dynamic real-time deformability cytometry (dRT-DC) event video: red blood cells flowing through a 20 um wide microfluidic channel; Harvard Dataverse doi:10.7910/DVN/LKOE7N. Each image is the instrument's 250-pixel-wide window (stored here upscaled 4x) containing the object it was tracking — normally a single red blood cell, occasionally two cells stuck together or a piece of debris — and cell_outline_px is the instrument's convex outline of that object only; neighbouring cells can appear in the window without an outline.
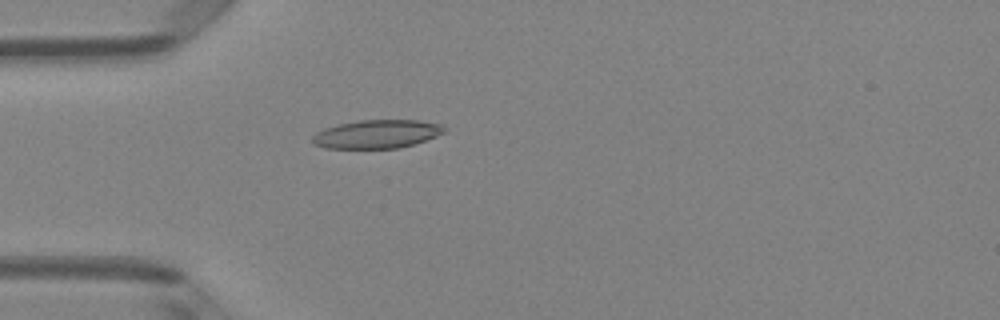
{"species": "Egyptian fruit bat (a non-hibernating species)", "species_latin": "Rousettus aegyptiacus", "temperature_condition": "room temperature", "stored_images_in_passage": 51, "camera_frame_rate_fps": 3000, "um_per_image_px": 0.085, "animal": {"sex": "female"}, "frame": {"image": 1, "passage_image": 15, "time_ms": 4.667, "image_size_px": [1000, 320], "cell_outline_px": [[444, 132], [436, 136], [412, 144], [396, 148], [324, 148], [316, 144], [312, 140], [312, 136], [316, 132], [324, 128], [340, 124], [360, 120], [420, 120], [440, 124], [444, 128]], "centroid_in_image_um": [32.01, 11.39], "position_along_channel_um": 53.0, "area_um2": 21.56}}
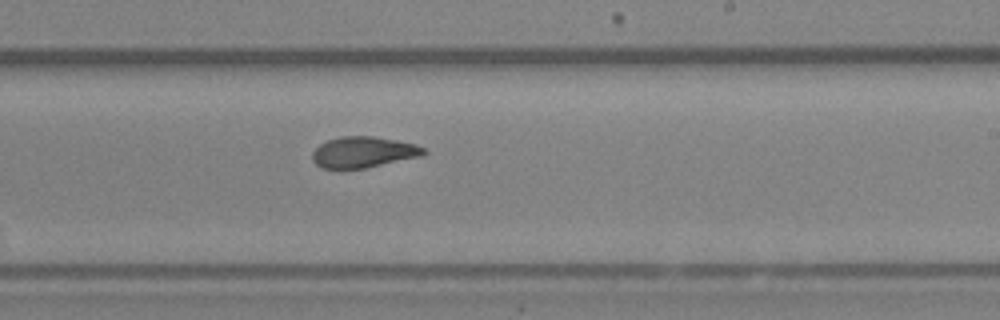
{"frame": {"image": 2, "passage_image": 31, "time_ms": 10.0, "image_size_px": [1000, 320], "cell_outline_px": [[428, 152], [420, 156], [364, 168], [320, 168], [312, 160], [312, 152], [320, 144], [328, 140], [340, 136], [372, 136], [416, 144], [424, 148]], "centroid_in_image_um": [30.86, 12.93], "position_along_channel_um": 258.1, "area_um2": 19.88}}
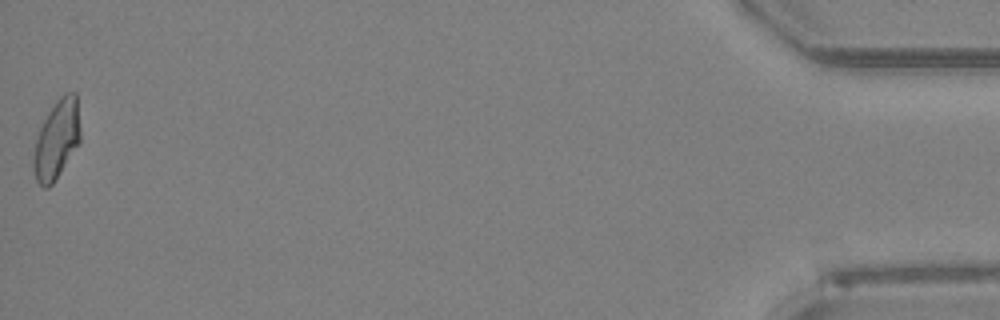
{"frame": {"image": 3, "passage_image": 51, "time_ms": 16.667, "image_size_px": [1000, 320], "cell_outline_px": [[80, 140], [60, 172], [52, 184], [48, 188], [44, 188], [36, 180], [32, 168], [32, 160], [36, 140], [40, 128], [44, 120], [60, 96], [64, 92], [76, 92], [80, 132]], "centroid_in_image_um": [4.8, 11.87], "position_along_channel_um": 430.4, "area_um2": 21.1}, "authors_computed_cell_mechanics": {"area_um2": 20.9236, "velocity_mm_per_s": 4.0037, "shape_relaxation_time_tau1_ms": null, "shape_relaxation_time_tau2_ms": 1.73, "deformation_change_tau1": null, "deformation_change_tau2": 0.0753}}